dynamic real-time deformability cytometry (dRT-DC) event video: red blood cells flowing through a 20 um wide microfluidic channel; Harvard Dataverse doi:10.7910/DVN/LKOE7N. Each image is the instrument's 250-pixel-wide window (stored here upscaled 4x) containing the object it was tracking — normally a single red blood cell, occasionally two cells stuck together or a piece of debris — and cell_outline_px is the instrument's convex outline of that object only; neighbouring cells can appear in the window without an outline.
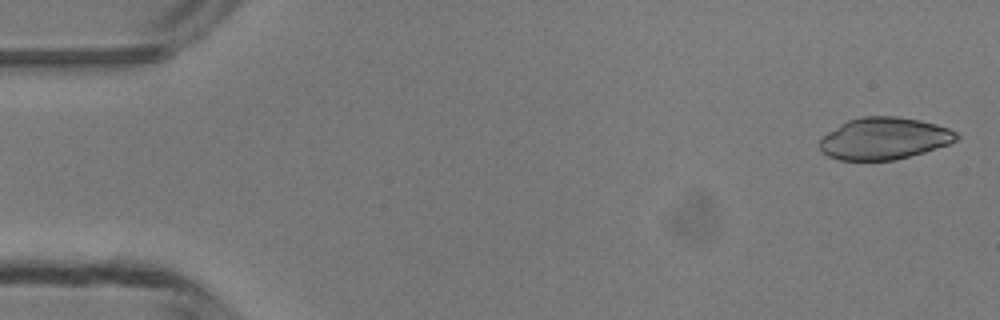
{"species": "common noctule bat (a hibernating species)", "species_latin": "Nyctalus noctula", "temperature_condition": "room temperature", "stored_images_in_passage": 47, "camera_frame_rate_fps": 3000, "um_per_image_px": 0.085, "animal": {"sex": "male", "body_mass_g": 13.3}, "frame": {"image": 1, "passage_image": 1, "time_ms": 0.0, "image_size_px": [1000, 320], "cell_outline_px": [[960, 136], [956, 140], [948, 144], [924, 152], [896, 160], [840, 160], [828, 156], [820, 148], [820, 140], [828, 132], [840, 124], [848, 120], [864, 116], [896, 116], [920, 120], [936, 124], [948, 128], [956, 132]], "centroid_in_image_um": [75.16, 11.77], "position_along_channel_um": 9.8, "area_um2": 33.29}}